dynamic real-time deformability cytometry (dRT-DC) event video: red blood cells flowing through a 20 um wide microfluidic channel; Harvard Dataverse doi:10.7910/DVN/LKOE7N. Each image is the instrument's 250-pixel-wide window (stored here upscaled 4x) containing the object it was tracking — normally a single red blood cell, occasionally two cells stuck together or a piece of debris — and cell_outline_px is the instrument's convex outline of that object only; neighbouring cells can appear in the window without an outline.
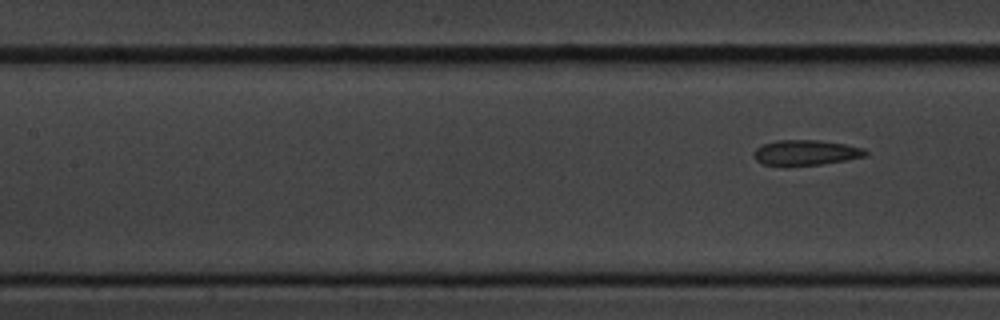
{"species": "common noctule bat (a hibernating species)", "species_latin": "Nyctalus noctula", "temperature_condition": "cold", "stored_images_in_passage": 6, "segment_of_instrument_passage": [2, 2], "camera_frame_rate_fps": 3000, "um_per_image_px": 0.085, "animal": {"sex": "male", "body_mass_g": 20.1, "forearm_length_mm": 53.5}, "frame": {"image": 1, "passage_image": 6, "time_ms": 6.667, "image_size_px": [1000, 320], "cell_outline_px": [[868, 156], [820, 164], [788, 168], [784, 168], [764, 164], [756, 160], [752, 152], [756, 148], [764, 144], [776, 140], [820, 140], [844, 144], [864, 148], [868, 152]], "centroid_in_image_um": [68.45, 13.0], "position_along_channel_um": 139.0, "area_um2": 16.94}}